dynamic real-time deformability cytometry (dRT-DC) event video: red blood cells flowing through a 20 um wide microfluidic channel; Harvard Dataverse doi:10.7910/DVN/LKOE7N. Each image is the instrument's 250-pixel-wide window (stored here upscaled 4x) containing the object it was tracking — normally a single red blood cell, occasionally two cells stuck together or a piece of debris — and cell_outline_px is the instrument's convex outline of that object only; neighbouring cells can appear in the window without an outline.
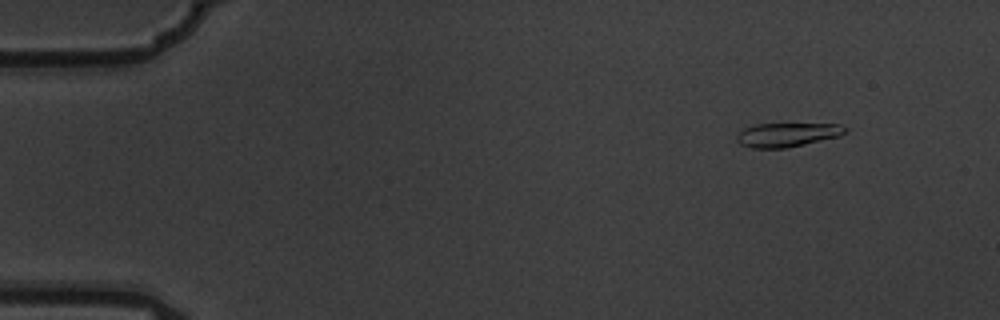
{"species": "common noctule bat (a hibernating species)", "species_latin": "Nyctalus noctula", "temperature_condition": "warm", "stored_images_in_passage": 6, "camera_frame_rate_fps": 3000, "um_per_image_px": 0.085, "animal": {"sex": "male", "body_mass_g": 19.5, "forearm_length_mm": 54.6}, "frame": {"image": 1, "passage_image": 2, "time_ms": 0.333, "image_size_px": [1000, 320], "cell_outline_px": [[848, 132], [840, 136], [804, 144], [784, 148], [752, 148], [740, 144], [736, 140], [736, 136], [744, 128], [756, 124], [840, 124], [848, 128]], "centroid_in_image_um": [66.93, 11.45], "position_along_channel_um": 18.1, "area_um2": 15.14}}